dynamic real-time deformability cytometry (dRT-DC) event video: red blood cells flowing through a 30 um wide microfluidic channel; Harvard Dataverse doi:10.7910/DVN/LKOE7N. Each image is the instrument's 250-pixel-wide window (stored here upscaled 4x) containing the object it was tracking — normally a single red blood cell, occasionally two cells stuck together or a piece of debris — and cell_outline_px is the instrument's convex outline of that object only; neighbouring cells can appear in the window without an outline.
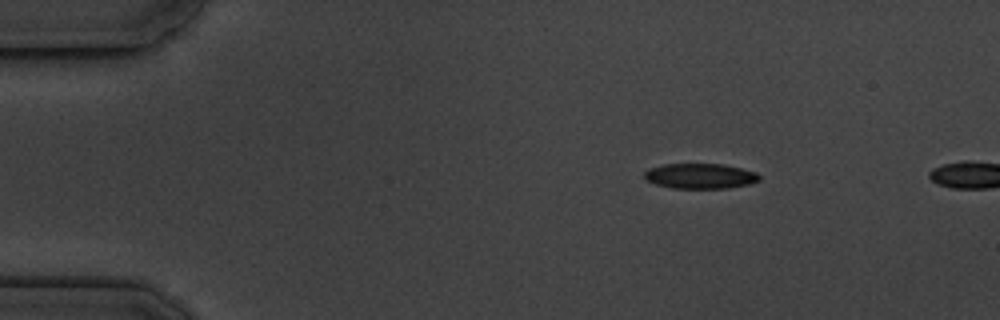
{"species": "common noctule bat (a hibernating species)", "species_latin": "Nyctalus noctula", "temperature_condition": "cold", "stored_images_in_passage": 3, "camera_frame_rate_fps": 3000, "um_per_image_px": 0.085, "animal": {"sex": "male", "body_mass_g": 19.5, "forearm_length_mm": 54.6}, "frame": {"image": 1, "passage_image": 2, "time_ms": 1.0, "image_size_px": [1000, 320], "cell_outline_px": [[760, 180], [748, 184], [728, 188], [672, 188], [656, 184], [648, 180], [644, 176], [644, 172], [648, 168], [664, 164], [724, 164], [756, 172], [760, 176]], "centroid_in_image_um": [59.51, 14.96], "position_along_channel_um": 25.5, "area_um2": 16.82}}